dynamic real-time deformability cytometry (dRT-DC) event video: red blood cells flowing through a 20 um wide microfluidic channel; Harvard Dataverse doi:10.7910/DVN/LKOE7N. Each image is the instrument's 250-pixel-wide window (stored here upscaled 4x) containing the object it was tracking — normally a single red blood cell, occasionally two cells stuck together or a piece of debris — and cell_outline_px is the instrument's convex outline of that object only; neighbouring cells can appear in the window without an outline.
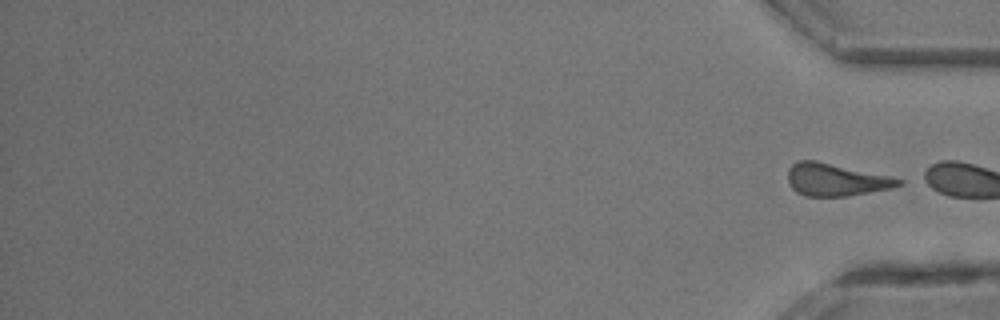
{"species": "common noctule bat (a hibernating species)", "species_latin": "Nyctalus noctula", "temperature_condition": "room temperature", "stored_images_in_passage": 38, "segment_of_instrument_passage": [2, 2], "camera_frame_rate_fps": 3000, "um_per_image_px": 0.085, "animal": {"sex": "male", "body_mass_g": 13.3}, "frame": {"image": 1, "passage_image": 38, "time_ms": 12.333, "image_size_px": [1000, 320], "cell_outline_px": [[904, 184], [892, 188], [848, 196], [804, 196], [796, 192], [788, 184], [788, 168], [792, 164], [800, 160], [816, 160], [888, 176], [904, 180]], "centroid_in_image_um": [71.02, 15.28], "position_along_channel_um": 364.2, "area_um2": 20.92}}